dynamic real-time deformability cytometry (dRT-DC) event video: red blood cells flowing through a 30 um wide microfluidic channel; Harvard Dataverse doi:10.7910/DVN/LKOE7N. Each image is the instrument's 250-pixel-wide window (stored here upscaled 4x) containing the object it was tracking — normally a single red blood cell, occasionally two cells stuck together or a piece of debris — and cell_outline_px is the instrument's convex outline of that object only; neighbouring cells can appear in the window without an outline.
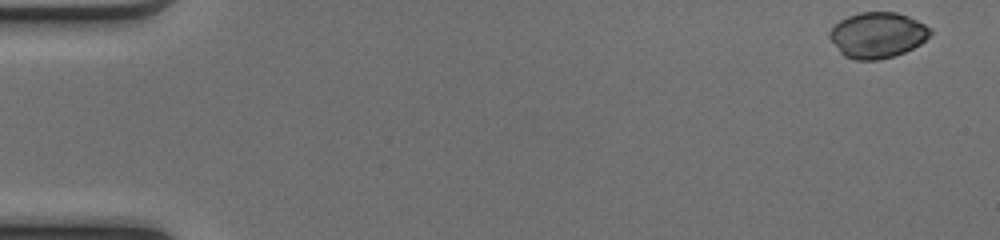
{"species": "common noctule bat (a hibernating species)", "species_latin": "Nyctalus noctula", "temperature_condition": "cold", "stored_images_in_passage": 50, "camera_frame_rate_fps": 3000, "um_per_image_px": 0.085, "animal": {"sex": "female", "body_mass_g": 17.0, "forearm_length_mm": 48.0}, "frame": {"image": 1, "passage_image": 1, "time_ms": 0.0, "image_size_px": [1000, 240], "cell_outline_px": [[932, 32], [920, 44], [904, 52], [880, 60], [856, 60], [844, 56], [840, 52], [828, 36], [828, 32], [840, 20], [848, 16], [860, 12], [896, 12], [908, 16], [932, 28]], "centroid_in_image_um": [74.57, 2.98], "position_along_channel_um": 10.4, "area_um2": 26.7}}
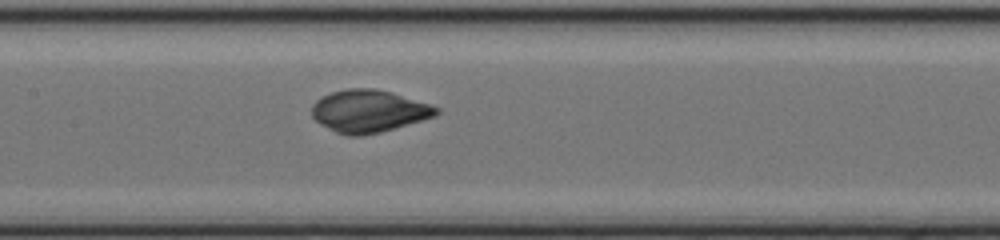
{"frame": {"image": 2, "passage_image": 24, "time_ms": 7.667, "image_size_px": [1000, 240], "cell_outline_px": [[440, 112], [436, 116], [380, 132], [360, 136], [348, 136], [336, 132], [320, 124], [312, 116], [312, 104], [320, 96], [332, 92], [348, 88], [376, 88], [392, 92], [432, 104], [440, 108]], "centroid_in_image_um": [31.36, 9.43], "position_along_channel_um": 176.0, "area_um2": 30.98}}
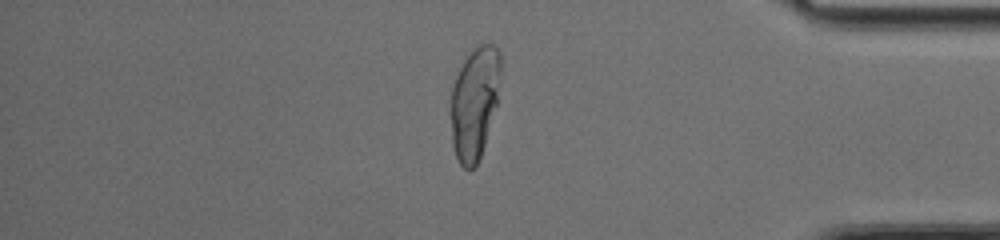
{"frame": {"image": 3, "passage_image": 42, "time_ms": 13.667, "image_size_px": [1000, 240], "cell_outline_px": [[500, 76], [496, 104], [480, 160], [476, 168], [464, 168], [460, 164], [456, 156], [452, 144], [452, 84], [464, 60], [472, 48], [476, 44], [492, 44], [500, 52]], "centroid_in_image_um": [40.34, 8.73], "position_along_channel_um": 394.9, "area_um2": 32.37}}